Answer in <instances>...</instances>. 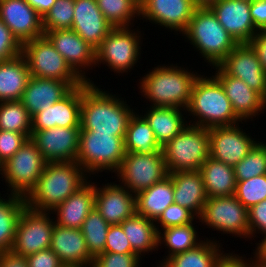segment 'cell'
<instances>
[{"label":"cell","mask_w":266,"mask_h":267,"mask_svg":"<svg viewBox=\"0 0 266 267\" xmlns=\"http://www.w3.org/2000/svg\"><path fill=\"white\" fill-rule=\"evenodd\" d=\"M200 226L218 231L221 236L249 240L248 209L234 196L207 198L201 215L198 217Z\"/></svg>","instance_id":"9"},{"label":"cell","mask_w":266,"mask_h":267,"mask_svg":"<svg viewBox=\"0 0 266 267\" xmlns=\"http://www.w3.org/2000/svg\"><path fill=\"white\" fill-rule=\"evenodd\" d=\"M26 206L25 197L0 191V253L12 250L17 222Z\"/></svg>","instance_id":"36"},{"label":"cell","mask_w":266,"mask_h":267,"mask_svg":"<svg viewBox=\"0 0 266 267\" xmlns=\"http://www.w3.org/2000/svg\"><path fill=\"white\" fill-rule=\"evenodd\" d=\"M47 161L29 138L21 148L0 167V176L6 186L5 192L26 197L36 186Z\"/></svg>","instance_id":"10"},{"label":"cell","mask_w":266,"mask_h":267,"mask_svg":"<svg viewBox=\"0 0 266 267\" xmlns=\"http://www.w3.org/2000/svg\"><path fill=\"white\" fill-rule=\"evenodd\" d=\"M27 139L22 133L0 130V167L21 148Z\"/></svg>","instance_id":"48"},{"label":"cell","mask_w":266,"mask_h":267,"mask_svg":"<svg viewBox=\"0 0 266 267\" xmlns=\"http://www.w3.org/2000/svg\"><path fill=\"white\" fill-rule=\"evenodd\" d=\"M63 267H92V265H64Z\"/></svg>","instance_id":"59"},{"label":"cell","mask_w":266,"mask_h":267,"mask_svg":"<svg viewBox=\"0 0 266 267\" xmlns=\"http://www.w3.org/2000/svg\"><path fill=\"white\" fill-rule=\"evenodd\" d=\"M80 127H53L31 131V140L47 162L76 161Z\"/></svg>","instance_id":"19"},{"label":"cell","mask_w":266,"mask_h":267,"mask_svg":"<svg viewBox=\"0 0 266 267\" xmlns=\"http://www.w3.org/2000/svg\"><path fill=\"white\" fill-rule=\"evenodd\" d=\"M132 250L144 260L145 255L158 253V231L155 221L135 213L120 224ZM144 257V258H143Z\"/></svg>","instance_id":"31"},{"label":"cell","mask_w":266,"mask_h":267,"mask_svg":"<svg viewBox=\"0 0 266 267\" xmlns=\"http://www.w3.org/2000/svg\"><path fill=\"white\" fill-rule=\"evenodd\" d=\"M51 212L25 207L17 222L12 252L27 257L51 246L54 226Z\"/></svg>","instance_id":"13"},{"label":"cell","mask_w":266,"mask_h":267,"mask_svg":"<svg viewBox=\"0 0 266 267\" xmlns=\"http://www.w3.org/2000/svg\"><path fill=\"white\" fill-rule=\"evenodd\" d=\"M154 64L155 67L142 74L137 84L138 94L143 96L145 106L177 107L187 109L195 80L203 72L194 70L176 62L168 64ZM180 65V66H179ZM190 68V69H189ZM193 69V70H192ZM147 73V74H146ZM149 101V104H148Z\"/></svg>","instance_id":"2"},{"label":"cell","mask_w":266,"mask_h":267,"mask_svg":"<svg viewBox=\"0 0 266 267\" xmlns=\"http://www.w3.org/2000/svg\"><path fill=\"white\" fill-rule=\"evenodd\" d=\"M144 262L136 253L104 252L94 258L92 267H142Z\"/></svg>","instance_id":"45"},{"label":"cell","mask_w":266,"mask_h":267,"mask_svg":"<svg viewBox=\"0 0 266 267\" xmlns=\"http://www.w3.org/2000/svg\"><path fill=\"white\" fill-rule=\"evenodd\" d=\"M88 82L82 84L80 131L125 136L128 123L137 107L118 92ZM130 104H128L127 103Z\"/></svg>","instance_id":"1"},{"label":"cell","mask_w":266,"mask_h":267,"mask_svg":"<svg viewBox=\"0 0 266 267\" xmlns=\"http://www.w3.org/2000/svg\"><path fill=\"white\" fill-rule=\"evenodd\" d=\"M0 130L22 133L31 138V116L21 100L0 102Z\"/></svg>","instance_id":"39"},{"label":"cell","mask_w":266,"mask_h":267,"mask_svg":"<svg viewBox=\"0 0 266 267\" xmlns=\"http://www.w3.org/2000/svg\"><path fill=\"white\" fill-rule=\"evenodd\" d=\"M0 267H28L27 258L12 251L0 253Z\"/></svg>","instance_id":"54"},{"label":"cell","mask_w":266,"mask_h":267,"mask_svg":"<svg viewBox=\"0 0 266 267\" xmlns=\"http://www.w3.org/2000/svg\"><path fill=\"white\" fill-rule=\"evenodd\" d=\"M179 36L194 48L208 68L218 66L239 44L209 7L196 8L186 31Z\"/></svg>","instance_id":"5"},{"label":"cell","mask_w":266,"mask_h":267,"mask_svg":"<svg viewBox=\"0 0 266 267\" xmlns=\"http://www.w3.org/2000/svg\"><path fill=\"white\" fill-rule=\"evenodd\" d=\"M199 171L202 174L207 198L234 195L237 182L232 166L209 156Z\"/></svg>","instance_id":"34"},{"label":"cell","mask_w":266,"mask_h":267,"mask_svg":"<svg viewBox=\"0 0 266 267\" xmlns=\"http://www.w3.org/2000/svg\"><path fill=\"white\" fill-rule=\"evenodd\" d=\"M75 0H56L42 18L43 31L71 29L74 17Z\"/></svg>","instance_id":"42"},{"label":"cell","mask_w":266,"mask_h":267,"mask_svg":"<svg viewBox=\"0 0 266 267\" xmlns=\"http://www.w3.org/2000/svg\"><path fill=\"white\" fill-rule=\"evenodd\" d=\"M259 267H266V265H265V264H260V263H259Z\"/></svg>","instance_id":"60"},{"label":"cell","mask_w":266,"mask_h":267,"mask_svg":"<svg viewBox=\"0 0 266 267\" xmlns=\"http://www.w3.org/2000/svg\"><path fill=\"white\" fill-rule=\"evenodd\" d=\"M0 19L22 45L44 35L42 17L25 0H0Z\"/></svg>","instance_id":"21"},{"label":"cell","mask_w":266,"mask_h":267,"mask_svg":"<svg viewBox=\"0 0 266 267\" xmlns=\"http://www.w3.org/2000/svg\"><path fill=\"white\" fill-rule=\"evenodd\" d=\"M234 196L247 208L266 199V174L236 183Z\"/></svg>","instance_id":"43"},{"label":"cell","mask_w":266,"mask_h":267,"mask_svg":"<svg viewBox=\"0 0 266 267\" xmlns=\"http://www.w3.org/2000/svg\"><path fill=\"white\" fill-rule=\"evenodd\" d=\"M196 223H200L199 219L184 226H171L158 231V250L166 249L163 254L165 256H160V260L166 261L171 256L191 250L208 238L199 235L202 233L198 232V229L202 228Z\"/></svg>","instance_id":"30"},{"label":"cell","mask_w":266,"mask_h":267,"mask_svg":"<svg viewBox=\"0 0 266 267\" xmlns=\"http://www.w3.org/2000/svg\"><path fill=\"white\" fill-rule=\"evenodd\" d=\"M174 188V203L188 208L197 217L207 200L202 174L199 170L169 173Z\"/></svg>","instance_id":"29"},{"label":"cell","mask_w":266,"mask_h":267,"mask_svg":"<svg viewBox=\"0 0 266 267\" xmlns=\"http://www.w3.org/2000/svg\"><path fill=\"white\" fill-rule=\"evenodd\" d=\"M168 175L163 151L159 150L153 154L126 152L119 169L111 178H116L117 183L137 195Z\"/></svg>","instance_id":"11"},{"label":"cell","mask_w":266,"mask_h":267,"mask_svg":"<svg viewBox=\"0 0 266 267\" xmlns=\"http://www.w3.org/2000/svg\"><path fill=\"white\" fill-rule=\"evenodd\" d=\"M84 82H65L61 80L36 78L30 76L22 96V103L30 116L55 104L74 87Z\"/></svg>","instance_id":"24"},{"label":"cell","mask_w":266,"mask_h":267,"mask_svg":"<svg viewBox=\"0 0 266 267\" xmlns=\"http://www.w3.org/2000/svg\"><path fill=\"white\" fill-rule=\"evenodd\" d=\"M155 267H171V266L167 263V261H163V260L158 259V262L156 260Z\"/></svg>","instance_id":"58"},{"label":"cell","mask_w":266,"mask_h":267,"mask_svg":"<svg viewBox=\"0 0 266 267\" xmlns=\"http://www.w3.org/2000/svg\"><path fill=\"white\" fill-rule=\"evenodd\" d=\"M27 1L43 18L51 7L55 4L56 0H25Z\"/></svg>","instance_id":"55"},{"label":"cell","mask_w":266,"mask_h":267,"mask_svg":"<svg viewBox=\"0 0 266 267\" xmlns=\"http://www.w3.org/2000/svg\"><path fill=\"white\" fill-rule=\"evenodd\" d=\"M173 182L168 175L136 195V213L156 221L163 211L174 203Z\"/></svg>","instance_id":"33"},{"label":"cell","mask_w":266,"mask_h":267,"mask_svg":"<svg viewBox=\"0 0 266 267\" xmlns=\"http://www.w3.org/2000/svg\"><path fill=\"white\" fill-rule=\"evenodd\" d=\"M249 44L256 51L259 62L266 72V30H258Z\"/></svg>","instance_id":"53"},{"label":"cell","mask_w":266,"mask_h":267,"mask_svg":"<svg viewBox=\"0 0 266 267\" xmlns=\"http://www.w3.org/2000/svg\"><path fill=\"white\" fill-rule=\"evenodd\" d=\"M30 76L23 54L0 62V102L21 100Z\"/></svg>","instance_id":"32"},{"label":"cell","mask_w":266,"mask_h":267,"mask_svg":"<svg viewBox=\"0 0 266 267\" xmlns=\"http://www.w3.org/2000/svg\"><path fill=\"white\" fill-rule=\"evenodd\" d=\"M212 69L215 71L212 72ZM209 71L223 86L233 111L241 121L253 122L256 117L259 120L258 117L266 112V100L244 81L228 75L219 65Z\"/></svg>","instance_id":"18"},{"label":"cell","mask_w":266,"mask_h":267,"mask_svg":"<svg viewBox=\"0 0 266 267\" xmlns=\"http://www.w3.org/2000/svg\"><path fill=\"white\" fill-rule=\"evenodd\" d=\"M137 112L147 121L161 147L172 140L188 124L185 109L177 107H142Z\"/></svg>","instance_id":"28"},{"label":"cell","mask_w":266,"mask_h":267,"mask_svg":"<svg viewBox=\"0 0 266 267\" xmlns=\"http://www.w3.org/2000/svg\"><path fill=\"white\" fill-rule=\"evenodd\" d=\"M263 140L260 139L251 151L233 167L236 182L266 174V140Z\"/></svg>","instance_id":"41"},{"label":"cell","mask_w":266,"mask_h":267,"mask_svg":"<svg viewBox=\"0 0 266 267\" xmlns=\"http://www.w3.org/2000/svg\"><path fill=\"white\" fill-rule=\"evenodd\" d=\"M218 0H192L197 8L209 7L212 3Z\"/></svg>","instance_id":"57"},{"label":"cell","mask_w":266,"mask_h":267,"mask_svg":"<svg viewBox=\"0 0 266 267\" xmlns=\"http://www.w3.org/2000/svg\"><path fill=\"white\" fill-rule=\"evenodd\" d=\"M249 241L256 242L266 235V199L248 209ZM261 237H259L258 235ZM253 238V239H252ZM256 238V239H254Z\"/></svg>","instance_id":"46"},{"label":"cell","mask_w":266,"mask_h":267,"mask_svg":"<svg viewBox=\"0 0 266 267\" xmlns=\"http://www.w3.org/2000/svg\"><path fill=\"white\" fill-rule=\"evenodd\" d=\"M133 28L117 27L109 32L96 49L95 68H102L100 65L107 66L108 68H105L114 72L118 78V76L130 75V72L139 66L138 63L140 64L143 56L142 45L144 46L145 33L139 26Z\"/></svg>","instance_id":"6"},{"label":"cell","mask_w":266,"mask_h":267,"mask_svg":"<svg viewBox=\"0 0 266 267\" xmlns=\"http://www.w3.org/2000/svg\"><path fill=\"white\" fill-rule=\"evenodd\" d=\"M196 8L192 0H140V20L176 37L186 31Z\"/></svg>","instance_id":"15"},{"label":"cell","mask_w":266,"mask_h":267,"mask_svg":"<svg viewBox=\"0 0 266 267\" xmlns=\"http://www.w3.org/2000/svg\"><path fill=\"white\" fill-rule=\"evenodd\" d=\"M124 137L97 131H80L76 162L90 177L93 175V178L101 179L104 177L103 172L107 175L111 173L112 177L126 154Z\"/></svg>","instance_id":"7"},{"label":"cell","mask_w":266,"mask_h":267,"mask_svg":"<svg viewBox=\"0 0 266 267\" xmlns=\"http://www.w3.org/2000/svg\"><path fill=\"white\" fill-rule=\"evenodd\" d=\"M124 146L126 152L139 154H153L162 150L153 130L137 111L129 120L124 137Z\"/></svg>","instance_id":"37"},{"label":"cell","mask_w":266,"mask_h":267,"mask_svg":"<svg viewBox=\"0 0 266 267\" xmlns=\"http://www.w3.org/2000/svg\"><path fill=\"white\" fill-rule=\"evenodd\" d=\"M82 85L74 87L55 104L31 116V131L53 127H80Z\"/></svg>","instance_id":"23"},{"label":"cell","mask_w":266,"mask_h":267,"mask_svg":"<svg viewBox=\"0 0 266 267\" xmlns=\"http://www.w3.org/2000/svg\"><path fill=\"white\" fill-rule=\"evenodd\" d=\"M253 250V253L256 255V258L260 264L266 265V235L261 238L257 243Z\"/></svg>","instance_id":"56"},{"label":"cell","mask_w":266,"mask_h":267,"mask_svg":"<svg viewBox=\"0 0 266 267\" xmlns=\"http://www.w3.org/2000/svg\"><path fill=\"white\" fill-rule=\"evenodd\" d=\"M234 252L235 251L233 250L232 252H230V250H226L219 259L217 267H259V262L253 252H251L252 254L250 257L245 254H237Z\"/></svg>","instance_id":"50"},{"label":"cell","mask_w":266,"mask_h":267,"mask_svg":"<svg viewBox=\"0 0 266 267\" xmlns=\"http://www.w3.org/2000/svg\"><path fill=\"white\" fill-rule=\"evenodd\" d=\"M28 267H63L58 256L50 249L40 250L26 257Z\"/></svg>","instance_id":"51"},{"label":"cell","mask_w":266,"mask_h":267,"mask_svg":"<svg viewBox=\"0 0 266 267\" xmlns=\"http://www.w3.org/2000/svg\"><path fill=\"white\" fill-rule=\"evenodd\" d=\"M23 45L0 19V62L13 59L22 54Z\"/></svg>","instance_id":"47"},{"label":"cell","mask_w":266,"mask_h":267,"mask_svg":"<svg viewBox=\"0 0 266 267\" xmlns=\"http://www.w3.org/2000/svg\"><path fill=\"white\" fill-rule=\"evenodd\" d=\"M101 184L95 179V208L109 225H120L136 213V195L128 188L113 182ZM105 183V184H104Z\"/></svg>","instance_id":"17"},{"label":"cell","mask_w":266,"mask_h":267,"mask_svg":"<svg viewBox=\"0 0 266 267\" xmlns=\"http://www.w3.org/2000/svg\"><path fill=\"white\" fill-rule=\"evenodd\" d=\"M109 228L110 225L96 208L84 220L81 230L86 240L88 251L93 258L104 253Z\"/></svg>","instance_id":"40"},{"label":"cell","mask_w":266,"mask_h":267,"mask_svg":"<svg viewBox=\"0 0 266 267\" xmlns=\"http://www.w3.org/2000/svg\"><path fill=\"white\" fill-rule=\"evenodd\" d=\"M22 54L27 60L30 75L33 77L84 82L45 35L24 43Z\"/></svg>","instance_id":"12"},{"label":"cell","mask_w":266,"mask_h":267,"mask_svg":"<svg viewBox=\"0 0 266 267\" xmlns=\"http://www.w3.org/2000/svg\"><path fill=\"white\" fill-rule=\"evenodd\" d=\"M215 236L205 239L197 247L169 257L166 261L171 267H217L225 248Z\"/></svg>","instance_id":"35"},{"label":"cell","mask_w":266,"mask_h":267,"mask_svg":"<svg viewBox=\"0 0 266 267\" xmlns=\"http://www.w3.org/2000/svg\"><path fill=\"white\" fill-rule=\"evenodd\" d=\"M196 219H198V217L188 208L173 203L169 205L155 221V226L157 231H159L171 226H184L194 223Z\"/></svg>","instance_id":"44"},{"label":"cell","mask_w":266,"mask_h":267,"mask_svg":"<svg viewBox=\"0 0 266 267\" xmlns=\"http://www.w3.org/2000/svg\"><path fill=\"white\" fill-rule=\"evenodd\" d=\"M247 123L241 121V123L230 126L209 128V156L234 167L260 140L259 137L255 138V135L251 134L249 130L243 129L245 124L249 125Z\"/></svg>","instance_id":"14"},{"label":"cell","mask_w":266,"mask_h":267,"mask_svg":"<svg viewBox=\"0 0 266 267\" xmlns=\"http://www.w3.org/2000/svg\"><path fill=\"white\" fill-rule=\"evenodd\" d=\"M219 66L228 75L244 81L266 100V72L249 43L238 44Z\"/></svg>","instance_id":"20"},{"label":"cell","mask_w":266,"mask_h":267,"mask_svg":"<svg viewBox=\"0 0 266 267\" xmlns=\"http://www.w3.org/2000/svg\"><path fill=\"white\" fill-rule=\"evenodd\" d=\"M50 249L63 265H92L90 255L81 229L53 226Z\"/></svg>","instance_id":"27"},{"label":"cell","mask_w":266,"mask_h":267,"mask_svg":"<svg viewBox=\"0 0 266 267\" xmlns=\"http://www.w3.org/2000/svg\"><path fill=\"white\" fill-rule=\"evenodd\" d=\"M44 35L84 82L97 85V82L94 83L92 80L94 77L88 76L95 69L94 47L85 42L73 29L46 31Z\"/></svg>","instance_id":"16"},{"label":"cell","mask_w":266,"mask_h":267,"mask_svg":"<svg viewBox=\"0 0 266 267\" xmlns=\"http://www.w3.org/2000/svg\"><path fill=\"white\" fill-rule=\"evenodd\" d=\"M208 74L201 73L194 82L186 109L188 124L209 129L241 123L221 83Z\"/></svg>","instance_id":"4"},{"label":"cell","mask_w":266,"mask_h":267,"mask_svg":"<svg viewBox=\"0 0 266 267\" xmlns=\"http://www.w3.org/2000/svg\"><path fill=\"white\" fill-rule=\"evenodd\" d=\"M90 176L76 162H47L36 186L25 197L35 211L51 212L82 187Z\"/></svg>","instance_id":"3"},{"label":"cell","mask_w":266,"mask_h":267,"mask_svg":"<svg viewBox=\"0 0 266 267\" xmlns=\"http://www.w3.org/2000/svg\"><path fill=\"white\" fill-rule=\"evenodd\" d=\"M114 27L106 20L96 0H75L73 29L85 42L97 49Z\"/></svg>","instance_id":"25"},{"label":"cell","mask_w":266,"mask_h":267,"mask_svg":"<svg viewBox=\"0 0 266 267\" xmlns=\"http://www.w3.org/2000/svg\"><path fill=\"white\" fill-rule=\"evenodd\" d=\"M209 8L239 44L249 43L258 32L251 18L250 0H218Z\"/></svg>","instance_id":"22"},{"label":"cell","mask_w":266,"mask_h":267,"mask_svg":"<svg viewBox=\"0 0 266 267\" xmlns=\"http://www.w3.org/2000/svg\"><path fill=\"white\" fill-rule=\"evenodd\" d=\"M162 151L168 173L200 170L209 157V130L187 124Z\"/></svg>","instance_id":"8"},{"label":"cell","mask_w":266,"mask_h":267,"mask_svg":"<svg viewBox=\"0 0 266 267\" xmlns=\"http://www.w3.org/2000/svg\"><path fill=\"white\" fill-rule=\"evenodd\" d=\"M106 20L114 27H134L140 20V0H96ZM135 23V24H134Z\"/></svg>","instance_id":"38"},{"label":"cell","mask_w":266,"mask_h":267,"mask_svg":"<svg viewBox=\"0 0 266 267\" xmlns=\"http://www.w3.org/2000/svg\"><path fill=\"white\" fill-rule=\"evenodd\" d=\"M104 252L119 254L135 253L121 225H110L106 236Z\"/></svg>","instance_id":"49"},{"label":"cell","mask_w":266,"mask_h":267,"mask_svg":"<svg viewBox=\"0 0 266 267\" xmlns=\"http://www.w3.org/2000/svg\"><path fill=\"white\" fill-rule=\"evenodd\" d=\"M250 14L257 30H266V0H250Z\"/></svg>","instance_id":"52"},{"label":"cell","mask_w":266,"mask_h":267,"mask_svg":"<svg viewBox=\"0 0 266 267\" xmlns=\"http://www.w3.org/2000/svg\"><path fill=\"white\" fill-rule=\"evenodd\" d=\"M93 180V177H90L82 187L51 211L55 224L81 229L84 220L95 208V184Z\"/></svg>","instance_id":"26"}]
</instances>
